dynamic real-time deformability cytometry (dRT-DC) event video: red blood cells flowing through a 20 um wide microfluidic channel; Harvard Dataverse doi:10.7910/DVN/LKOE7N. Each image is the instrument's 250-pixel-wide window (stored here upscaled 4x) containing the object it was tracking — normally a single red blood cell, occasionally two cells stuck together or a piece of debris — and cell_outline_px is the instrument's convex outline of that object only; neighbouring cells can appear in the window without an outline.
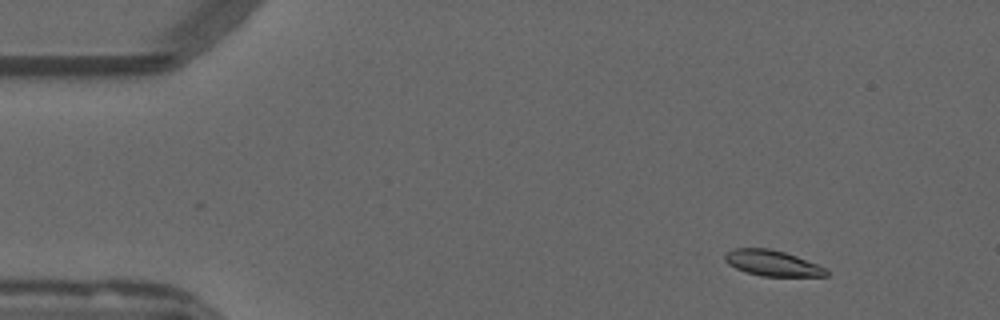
{"species": "common noctule bat (a hibernating species)", "species_latin": "Nyctalus noctula", "temperature_condition": "warm", "stored_images_in_passage": 54, "camera_frame_rate_fps": 3000, "um_per_image_px": 0.085, "animal": {"sex": "male", "forearm_length_mm": 52.5}, "frame": {"image": 1, "passage_image": 6, "time_ms": 1.667, "image_size_px": [1000, 320], "cell_outline_px": [[828, 276], [760, 276], [736, 268], [728, 264], [724, 260], [724, 256], [732, 248], [768, 248], [784, 252], [796, 256], [816, 264], [824, 268], [828, 272]], "centroid_in_image_um": [65.62, 22.36], "position_along_channel_um": 19.4, "area_um2": 14.97}}
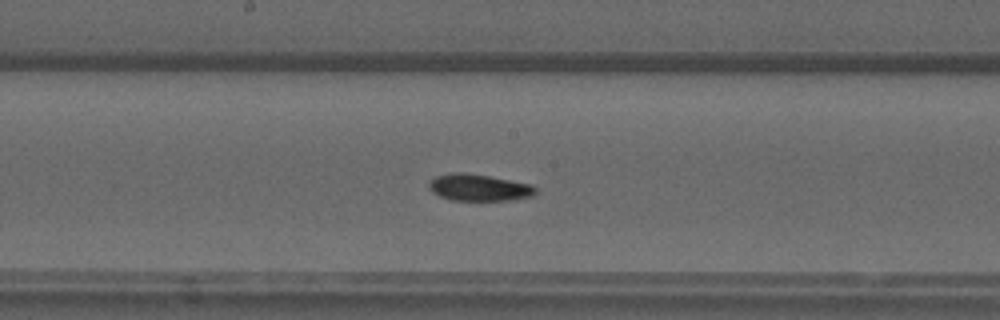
{"frame": {"image": 2, "passage_image": 28, "time_ms": 9.0, "image_size_px": [1000, 320], "cell_outline_px": [[536, 192], [532, 196], [508, 200], [448, 200], [432, 192], [428, 188], [428, 180], [436, 176], [452, 172], [464, 172], [488, 176], [532, 184], [536, 188]], "centroid_in_image_um": [40.65, 15.93], "position_along_channel_um": 207.5, "area_um2": 16.7}}
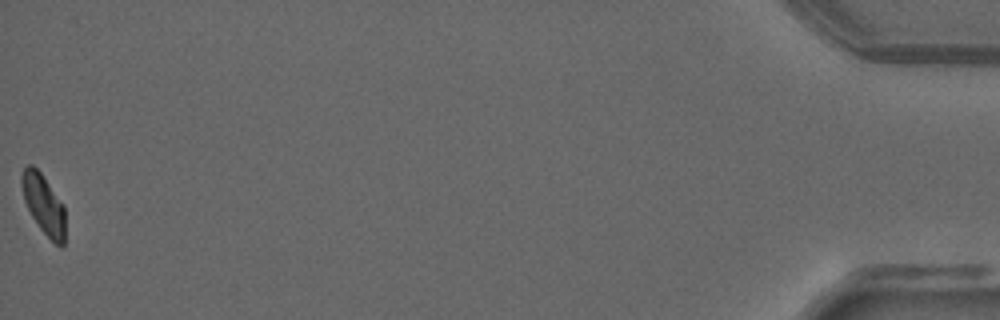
{"frame": {"image": 3, "passage_image": 54, "time_ms": 17.667, "image_size_px": [1000, 320], "cell_outline_px": [[64, 244], [60, 248], [40, 228], [32, 216], [24, 200], [20, 184], [20, 176], [24, 168], [28, 164], [32, 164], [40, 172], [64, 204]], "centroid_in_image_um": [3.69, 17.33], "position_along_channel_um": 431.5, "area_um2": 15.09}, "authors_computed_cell_mechanics": {"area_um2": 15.9817, "velocity_mm_per_s": 3.7977, "shape_relaxation_time_tau1_ms": 4.7444, "shape_relaxation_time_tau2_ms": 3.3256, "deformation_change_tau1": 0.1767, "deformation_change_tau2": 0.0783}}